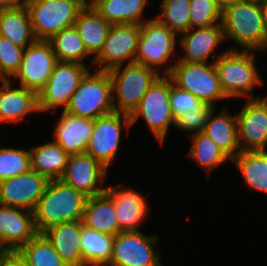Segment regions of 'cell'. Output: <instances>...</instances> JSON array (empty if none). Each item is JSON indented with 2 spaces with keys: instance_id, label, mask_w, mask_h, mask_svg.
Returning <instances> with one entry per match:
<instances>
[{
  "instance_id": "1",
  "label": "cell",
  "mask_w": 267,
  "mask_h": 266,
  "mask_svg": "<svg viewBox=\"0 0 267 266\" xmlns=\"http://www.w3.org/2000/svg\"><path fill=\"white\" fill-rule=\"evenodd\" d=\"M221 24L224 38L234 42L229 50L242 47L241 50L260 52L267 49V29L261 2L241 1L226 7L221 12Z\"/></svg>"
},
{
  "instance_id": "2",
  "label": "cell",
  "mask_w": 267,
  "mask_h": 266,
  "mask_svg": "<svg viewBox=\"0 0 267 266\" xmlns=\"http://www.w3.org/2000/svg\"><path fill=\"white\" fill-rule=\"evenodd\" d=\"M87 196L58 180H49L34 211L38 233L66 222L82 220Z\"/></svg>"
},
{
  "instance_id": "3",
  "label": "cell",
  "mask_w": 267,
  "mask_h": 266,
  "mask_svg": "<svg viewBox=\"0 0 267 266\" xmlns=\"http://www.w3.org/2000/svg\"><path fill=\"white\" fill-rule=\"evenodd\" d=\"M256 52L259 51L226 49L221 54L215 53L214 66L227 98H260L253 95L254 87L263 84L255 64Z\"/></svg>"
},
{
  "instance_id": "4",
  "label": "cell",
  "mask_w": 267,
  "mask_h": 266,
  "mask_svg": "<svg viewBox=\"0 0 267 266\" xmlns=\"http://www.w3.org/2000/svg\"><path fill=\"white\" fill-rule=\"evenodd\" d=\"M108 73L114 110L127 115L132 114L150 86L161 75L155 69L136 62L114 67Z\"/></svg>"
},
{
  "instance_id": "5",
  "label": "cell",
  "mask_w": 267,
  "mask_h": 266,
  "mask_svg": "<svg viewBox=\"0 0 267 266\" xmlns=\"http://www.w3.org/2000/svg\"><path fill=\"white\" fill-rule=\"evenodd\" d=\"M162 73L168 75L175 86L192 93L213 108L216 101L228 99L222 90L214 62L176 61L172 66H167Z\"/></svg>"
},
{
  "instance_id": "6",
  "label": "cell",
  "mask_w": 267,
  "mask_h": 266,
  "mask_svg": "<svg viewBox=\"0 0 267 266\" xmlns=\"http://www.w3.org/2000/svg\"><path fill=\"white\" fill-rule=\"evenodd\" d=\"M88 71L71 96L65 112L95 120L115 112L112 102V84L108 71Z\"/></svg>"
},
{
  "instance_id": "7",
  "label": "cell",
  "mask_w": 267,
  "mask_h": 266,
  "mask_svg": "<svg viewBox=\"0 0 267 266\" xmlns=\"http://www.w3.org/2000/svg\"><path fill=\"white\" fill-rule=\"evenodd\" d=\"M142 118L156 140L163 144L170 125L175 126L170 106V77L160 75L130 115L132 126Z\"/></svg>"
},
{
  "instance_id": "8",
  "label": "cell",
  "mask_w": 267,
  "mask_h": 266,
  "mask_svg": "<svg viewBox=\"0 0 267 266\" xmlns=\"http://www.w3.org/2000/svg\"><path fill=\"white\" fill-rule=\"evenodd\" d=\"M34 35L49 41L54 35L74 26L83 8L71 0H25Z\"/></svg>"
},
{
  "instance_id": "9",
  "label": "cell",
  "mask_w": 267,
  "mask_h": 266,
  "mask_svg": "<svg viewBox=\"0 0 267 266\" xmlns=\"http://www.w3.org/2000/svg\"><path fill=\"white\" fill-rule=\"evenodd\" d=\"M89 66L74 62L58 61L45 86L38 92L40 113L63 107L65 111L71 96L79 86L81 79L91 70Z\"/></svg>"
},
{
  "instance_id": "10",
  "label": "cell",
  "mask_w": 267,
  "mask_h": 266,
  "mask_svg": "<svg viewBox=\"0 0 267 266\" xmlns=\"http://www.w3.org/2000/svg\"><path fill=\"white\" fill-rule=\"evenodd\" d=\"M178 35L164 26L157 18L146 19L140 25V37L134 62L146 67L157 69L167 65L173 56H176V44Z\"/></svg>"
},
{
  "instance_id": "11",
  "label": "cell",
  "mask_w": 267,
  "mask_h": 266,
  "mask_svg": "<svg viewBox=\"0 0 267 266\" xmlns=\"http://www.w3.org/2000/svg\"><path fill=\"white\" fill-rule=\"evenodd\" d=\"M157 235L124 231L114 236L111 260L107 266H163L160 253L154 248Z\"/></svg>"
},
{
  "instance_id": "12",
  "label": "cell",
  "mask_w": 267,
  "mask_h": 266,
  "mask_svg": "<svg viewBox=\"0 0 267 266\" xmlns=\"http://www.w3.org/2000/svg\"><path fill=\"white\" fill-rule=\"evenodd\" d=\"M124 127L127 129L132 127L130 115L113 112L96 118L85 153L109 169L121 146V133Z\"/></svg>"
},
{
  "instance_id": "13",
  "label": "cell",
  "mask_w": 267,
  "mask_h": 266,
  "mask_svg": "<svg viewBox=\"0 0 267 266\" xmlns=\"http://www.w3.org/2000/svg\"><path fill=\"white\" fill-rule=\"evenodd\" d=\"M140 37V25L118 24L112 25L108 36L103 44L102 50L92 58L91 70L93 66L100 67L98 70L109 71L110 69L134 62L138 41Z\"/></svg>"
},
{
  "instance_id": "14",
  "label": "cell",
  "mask_w": 267,
  "mask_h": 266,
  "mask_svg": "<svg viewBox=\"0 0 267 266\" xmlns=\"http://www.w3.org/2000/svg\"><path fill=\"white\" fill-rule=\"evenodd\" d=\"M57 62L50 42L36 40L25 48L19 71L12 79L19 81V86L38 93L47 83Z\"/></svg>"
},
{
  "instance_id": "15",
  "label": "cell",
  "mask_w": 267,
  "mask_h": 266,
  "mask_svg": "<svg viewBox=\"0 0 267 266\" xmlns=\"http://www.w3.org/2000/svg\"><path fill=\"white\" fill-rule=\"evenodd\" d=\"M235 115L241 151H267V97L248 99Z\"/></svg>"
},
{
  "instance_id": "16",
  "label": "cell",
  "mask_w": 267,
  "mask_h": 266,
  "mask_svg": "<svg viewBox=\"0 0 267 266\" xmlns=\"http://www.w3.org/2000/svg\"><path fill=\"white\" fill-rule=\"evenodd\" d=\"M107 172L108 169L86 153L69 155L59 180L85 196L92 197L106 191L107 187L101 183L107 178Z\"/></svg>"
},
{
  "instance_id": "17",
  "label": "cell",
  "mask_w": 267,
  "mask_h": 266,
  "mask_svg": "<svg viewBox=\"0 0 267 266\" xmlns=\"http://www.w3.org/2000/svg\"><path fill=\"white\" fill-rule=\"evenodd\" d=\"M48 179L34 170L0 181V204L33 212Z\"/></svg>"
},
{
  "instance_id": "18",
  "label": "cell",
  "mask_w": 267,
  "mask_h": 266,
  "mask_svg": "<svg viewBox=\"0 0 267 266\" xmlns=\"http://www.w3.org/2000/svg\"><path fill=\"white\" fill-rule=\"evenodd\" d=\"M37 233L33 212L0 204V240L11 253H16Z\"/></svg>"
},
{
  "instance_id": "19",
  "label": "cell",
  "mask_w": 267,
  "mask_h": 266,
  "mask_svg": "<svg viewBox=\"0 0 267 266\" xmlns=\"http://www.w3.org/2000/svg\"><path fill=\"white\" fill-rule=\"evenodd\" d=\"M180 47L184 55L176 61L213 63L217 57L208 62L219 44L225 41L222 24H215L206 28H189L180 35Z\"/></svg>"
},
{
  "instance_id": "20",
  "label": "cell",
  "mask_w": 267,
  "mask_h": 266,
  "mask_svg": "<svg viewBox=\"0 0 267 266\" xmlns=\"http://www.w3.org/2000/svg\"><path fill=\"white\" fill-rule=\"evenodd\" d=\"M54 128L53 141L68 155L86 152L93 133L94 120L61 111L60 120Z\"/></svg>"
},
{
  "instance_id": "21",
  "label": "cell",
  "mask_w": 267,
  "mask_h": 266,
  "mask_svg": "<svg viewBox=\"0 0 267 266\" xmlns=\"http://www.w3.org/2000/svg\"><path fill=\"white\" fill-rule=\"evenodd\" d=\"M121 185L108 186L106 192L112 197L121 232L139 231V225L146 219L148 203L142 194Z\"/></svg>"
},
{
  "instance_id": "22",
  "label": "cell",
  "mask_w": 267,
  "mask_h": 266,
  "mask_svg": "<svg viewBox=\"0 0 267 266\" xmlns=\"http://www.w3.org/2000/svg\"><path fill=\"white\" fill-rule=\"evenodd\" d=\"M0 122L15 123L31 113H40L38 93L22 86L13 87L11 80H0Z\"/></svg>"
},
{
  "instance_id": "23",
  "label": "cell",
  "mask_w": 267,
  "mask_h": 266,
  "mask_svg": "<svg viewBox=\"0 0 267 266\" xmlns=\"http://www.w3.org/2000/svg\"><path fill=\"white\" fill-rule=\"evenodd\" d=\"M42 234L67 266H85L81 256V220L53 225Z\"/></svg>"
},
{
  "instance_id": "24",
  "label": "cell",
  "mask_w": 267,
  "mask_h": 266,
  "mask_svg": "<svg viewBox=\"0 0 267 266\" xmlns=\"http://www.w3.org/2000/svg\"><path fill=\"white\" fill-rule=\"evenodd\" d=\"M215 109L213 108L208 114L203 133L232 160L241 152L237 118L236 115L229 114L227 109L218 114H216Z\"/></svg>"
},
{
  "instance_id": "25",
  "label": "cell",
  "mask_w": 267,
  "mask_h": 266,
  "mask_svg": "<svg viewBox=\"0 0 267 266\" xmlns=\"http://www.w3.org/2000/svg\"><path fill=\"white\" fill-rule=\"evenodd\" d=\"M81 221L89 229L112 236L121 232L112 197L106 191L87 197Z\"/></svg>"
},
{
  "instance_id": "26",
  "label": "cell",
  "mask_w": 267,
  "mask_h": 266,
  "mask_svg": "<svg viewBox=\"0 0 267 266\" xmlns=\"http://www.w3.org/2000/svg\"><path fill=\"white\" fill-rule=\"evenodd\" d=\"M0 36L23 48L37 40L25 4L0 9Z\"/></svg>"
},
{
  "instance_id": "27",
  "label": "cell",
  "mask_w": 267,
  "mask_h": 266,
  "mask_svg": "<svg viewBox=\"0 0 267 266\" xmlns=\"http://www.w3.org/2000/svg\"><path fill=\"white\" fill-rule=\"evenodd\" d=\"M148 2V0H92V7L112 25H141L146 21L143 13Z\"/></svg>"
},
{
  "instance_id": "28",
  "label": "cell",
  "mask_w": 267,
  "mask_h": 266,
  "mask_svg": "<svg viewBox=\"0 0 267 266\" xmlns=\"http://www.w3.org/2000/svg\"><path fill=\"white\" fill-rule=\"evenodd\" d=\"M82 38L87 52L95 58L102 50L103 44L112 26L101 17L93 7L83 9L74 24Z\"/></svg>"
},
{
  "instance_id": "29",
  "label": "cell",
  "mask_w": 267,
  "mask_h": 266,
  "mask_svg": "<svg viewBox=\"0 0 267 266\" xmlns=\"http://www.w3.org/2000/svg\"><path fill=\"white\" fill-rule=\"evenodd\" d=\"M30 150L31 170L48 180H58L67 165L69 155L54 141L35 146Z\"/></svg>"
},
{
  "instance_id": "30",
  "label": "cell",
  "mask_w": 267,
  "mask_h": 266,
  "mask_svg": "<svg viewBox=\"0 0 267 266\" xmlns=\"http://www.w3.org/2000/svg\"><path fill=\"white\" fill-rule=\"evenodd\" d=\"M114 236L89 229L81 221V256L85 266H107L111 260Z\"/></svg>"
},
{
  "instance_id": "31",
  "label": "cell",
  "mask_w": 267,
  "mask_h": 266,
  "mask_svg": "<svg viewBox=\"0 0 267 266\" xmlns=\"http://www.w3.org/2000/svg\"><path fill=\"white\" fill-rule=\"evenodd\" d=\"M251 190L267 194V151H241L231 160Z\"/></svg>"
},
{
  "instance_id": "32",
  "label": "cell",
  "mask_w": 267,
  "mask_h": 266,
  "mask_svg": "<svg viewBox=\"0 0 267 266\" xmlns=\"http://www.w3.org/2000/svg\"><path fill=\"white\" fill-rule=\"evenodd\" d=\"M56 58L60 62H74L86 65L87 52L75 26L64 28L49 40Z\"/></svg>"
},
{
  "instance_id": "33",
  "label": "cell",
  "mask_w": 267,
  "mask_h": 266,
  "mask_svg": "<svg viewBox=\"0 0 267 266\" xmlns=\"http://www.w3.org/2000/svg\"><path fill=\"white\" fill-rule=\"evenodd\" d=\"M15 254L27 266H67L42 233H37Z\"/></svg>"
},
{
  "instance_id": "34",
  "label": "cell",
  "mask_w": 267,
  "mask_h": 266,
  "mask_svg": "<svg viewBox=\"0 0 267 266\" xmlns=\"http://www.w3.org/2000/svg\"><path fill=\"white\" fill-rule=\"evenodd\" d=\"M192 145L188 152L189 158L205 169L206 173H210L213 169H217L220 164L231 160L219 146L211 140L206 134L199 133L190 136Z\"/></svg>"
},
{
  "instance_id": "35",
  "label": "cell",
  "mask_w": 267,
  "mask_h": 266,
  "mask_svg": "<svg viewBox=\"0 0 267 266\" xmlns=\"http://www.w3.org/2000/svg\"><path fill=\"white\" fill-rule=\"evenodd\" d=\"M190 0H162L161 10L156 18L178 36L190 28Z\"/></svg>"
},
{
  "instance_id": "36",
  "label": "cell",
  "mask_w": 267,
  "mask_h": 266,
  "mask_svg": "<svg viewBox=\"0 0 267 266\" xmlns=\"http://www.w3.org/2000/svg\"><path fill=\"white\" fill-rule=\"evenodd\" d=\"M31 169L30 150L0 147V181Z\"/></svg>"
},
{
  "instance_id": "37",
  "label": "cell",
  "mask_w": 267,
  "mask_h": 266,
  "mask_svg": "<svg viewBox=\"0 0 267 266\" xmlns=\"http://www.w3.org/2000/svg\"><path fill=\"white\" fill-rule=\"evenodd\" d=\"M189 9L190 28H206L221 24L222 11L214 0H190Z\"/></svg>"
},
{
  "instance_id": "38",
  "label": "cell",
  "mask_w": 267,
  "mask_h": 266,
  "mask_svg": "<svg viewBox=\"0 0 267 266\" xmlns=\"http://www.w3.org/2000/svg\"><path fill=\"white\" fill-rule=\"evenodd\" d=\"M170 106L173 118L176 120L182 114L196 111H211L212 106L200 101L192 93L178 88L170 78Z\"/></svg>"
},
{
  "instance_id": "39",
  "label": "cell",
  "mask_w": 267,
  "mask_h": 266,
  "mask_svg": "<svg viewBox=\"0 0 267 266\" xmlns=\"http://www.w3.org/2000/svg\"><path fill=\"white\" fill-rule=\"evenodd\" d=\"M25 48L0 36V80H12L19 71Z\"/></svg>"
},
{
  "instance_id": "40",
  "label": "cell",
  "mask_w": 267,
  "mask_h": 266,
  "mask_svg": "<svg viewBox=\"0 0 267 266\" xmlns=\"http://www.w3.org/2000/svg\"><path fill=\"white\" fill-rule=\"evenodd\" d=\"M209 113L210 111H192L182 114L175 120V127L190 132V136L202 133Z\"/></svg>"
},
{
  "instance_id": "41",
  "label": "cell",
  "mask_w": 267,
  "mask_h": 266,
  "mask_svg": "<svg viewBox=\"0 0 267 266\" xmlns=\"http://www.w3.org/2000/svg\"><path fill=\"white\" fill-rule=\"evenodd\" d=\"M2 266H27L24 261L15 253H11Z\"/></svg>"
},
{
  "instance_id": "42",
  "label": "cell",
  "mask_w": 267,
  "mask_h": 266,
  "mask_svg": "<svg viewBox=\"0 0 267 266\" xmlns=\"http://www.w3.org/2000/svg\"><path fill=\"white\" fill-rule=\"evenodd\" d=\"M25 0H0V9L17 7L24 4Z\"/></svg>"
},
{
  "instance_id": "43",
  "label": "cell",
  "mask_w": 267,
  "mask_h": 266,
  "mask_svg": "<svg viewBox=\"0 0 267 266\" xmlns=\"http://www.w3.org/2000/svg\"><path fill=\"white\" fill-rule=\"evenodd\" d=\"M216 5L219 7V9L222 11L224 10L226 7L241 2L243 0H214Z\"/></svg>"
},
{
  "instance_id": "44",
  "label": "cell",
  "mask_w": 267,
  "mask_h": 266,
  "mask_svg": "<svg viewBox=\"0 0 267 266\" xmlns=\"http://www.w3.org/2000/svg\"><path fill=\"white\" fill-rule=\"evenodd\" d=\"M11 254V252L2 244L0 240V266L3 265L6 258Z\"/></svg>"
},
{
  "instance_id": "45",
  "label": "cell",
  "mask_w": 267,
  "mask_h": 266,
  "mask_svg": "<svg viewBox=\"0 0 267 266\" xmlns=\"http://www.w3.org/2000/svg\"><path fill=\"white\" fill-rule=\"evenodd\" d=\"M79 4L83 9L92 7V0H71Z\"/></svg>"
},
{
  "instance_id": "46",
  "label": "cell",
  "mask_w": 267,
  "mask_h": 266,
  "mask_svg": "<svg viewBox=\"0 0 267 266\" xmlns=\"http://www.w3.org/2000/svg\"><path fill=\"white\" fill-rule=\"evenodd\" d=\"M261 3H262L263 11H264L265 26L267 29V0H263Z\"/></svg>"
},
{
  "instance_id": "47",
  "label": "cell",
  "mask_w": 267,
  "mask_h": 266,
  "mask_svg": "<svg viewBox=\"0 0 267 266\" xmlns=\"http://www.w3.org/2000/svg\"><path fill=\"white\" fill-rule=\"evenodd\" d=\"M243 1H256V2H262L263 0H243Z\"/></svg>"
}]
</instances>
